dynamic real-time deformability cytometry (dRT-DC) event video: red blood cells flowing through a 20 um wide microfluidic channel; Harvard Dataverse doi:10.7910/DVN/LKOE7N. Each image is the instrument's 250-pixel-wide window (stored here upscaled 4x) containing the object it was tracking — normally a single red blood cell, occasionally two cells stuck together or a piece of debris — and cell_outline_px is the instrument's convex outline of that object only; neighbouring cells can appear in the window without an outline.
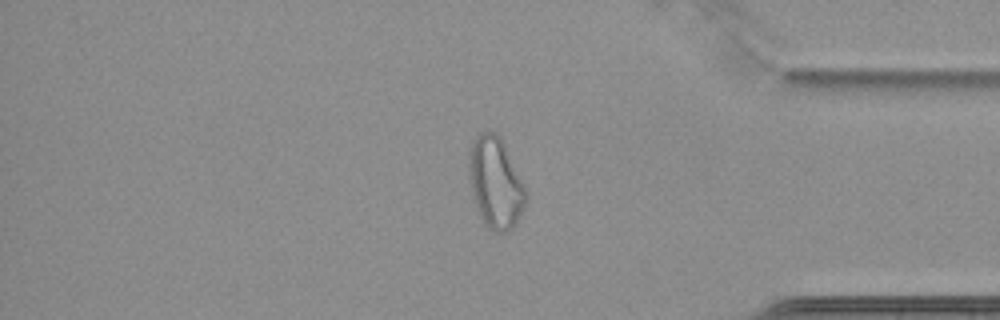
{"species": "common noctule bat (a hibernating species)", "species_latin": "Nyctalus noctula", "temperature_condition": "cold", "stored_images_in_passage": 63, "camera_frame_rate_fps": 3000, "um_per_image_px": 0.085, "animal": {"sex": "female", "body_mass_g": 22.7, "forearm_length_mm": 54.2}, "frame": {"image": 1, "passage_image": 54, "time_ms": 17.667, "image_size_px": [1000, 320], "cell_outline_px": [[528, 196], [524, 208], [516, 224], [512, 228], [504, 232], [496, 232], [488, 228], [484, 224], [476, 208], [468, 180], [468, 148], [472, 140], [480, 132], [496, 132], [500, 136], [528, 192]], "centroid_in_image_um": [42.09, 15.53], "position_along_channel_um": 393.1, "area_um2": 30.75}}